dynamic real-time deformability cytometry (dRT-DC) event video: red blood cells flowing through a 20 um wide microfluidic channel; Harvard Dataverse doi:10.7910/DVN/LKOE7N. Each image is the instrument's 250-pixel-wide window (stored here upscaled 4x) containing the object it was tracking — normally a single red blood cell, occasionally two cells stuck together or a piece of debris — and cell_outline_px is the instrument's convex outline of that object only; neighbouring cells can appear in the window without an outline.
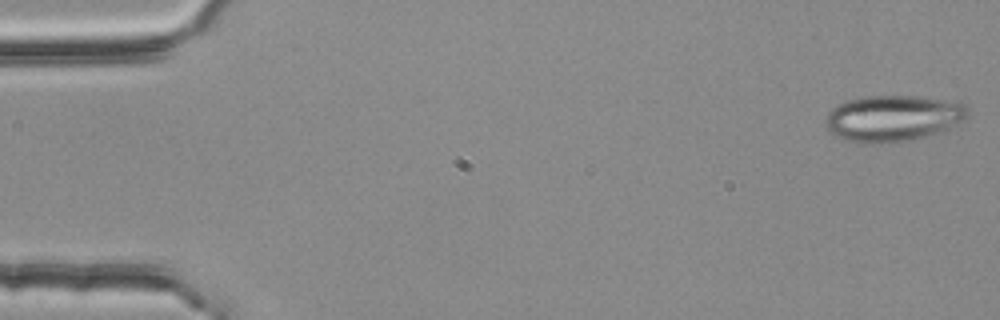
{"species": "common noctule bat (a hibernating species)", "species_latin": "Nyctalus noctula", "temperature_condition": "room temperature", "stored_images_in_passage": 36, "camera_frame_rate_fps": 3000, "um_per_image_px": 0.085, "animal": {"sex": "female", "body_mass_g": 25.1}, "frame": {"image": 1, "passage_image": 1, "time_ms": 0.0, "image_size_px": [1000, 320], "cell_outline_px": [[968, 112], [960, 120], [948, 128], [924, 136], [880, 144], [872, 144], [848, 140], [836, 136], [824, 124], [824, 120], [828, 112], [832, 108], [848, 100], [864, 96], [916, 96], [960, 100], [968, 108]], "centroid_in_image_um": [75.88, 10.02], "position_along_channel_um": 9.1, "area_um2": 37.92}}
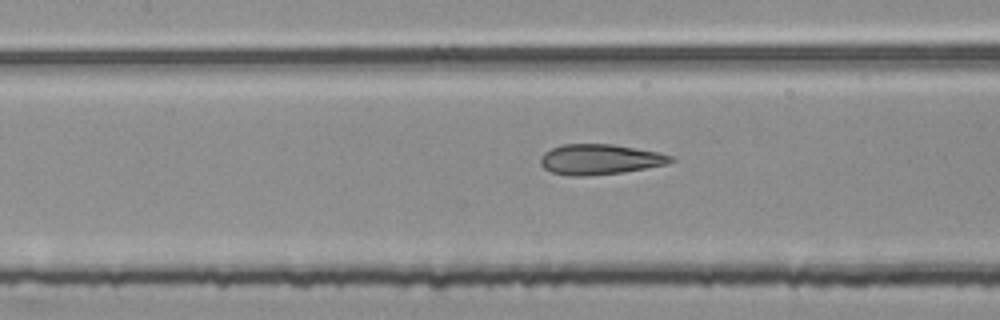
{"frame": {"image": 2, "passage_image": 24, "time_ms": 7.667, "image_size_px": [1000, 320], "cell_outline_px": [[676, 160], [668, 164], [624, 172], [584, 176], [572, 176], [552, 172], [544, 168], [540, 164], [540, 156], [544, 152], [552, 148], [564, 144], [612, 144], [656, 152], [672, 156]], "centroid_in_image_um": [50.97, 13.55], "position_along_channel_um": 156.4, "area_um2": 22.95}}
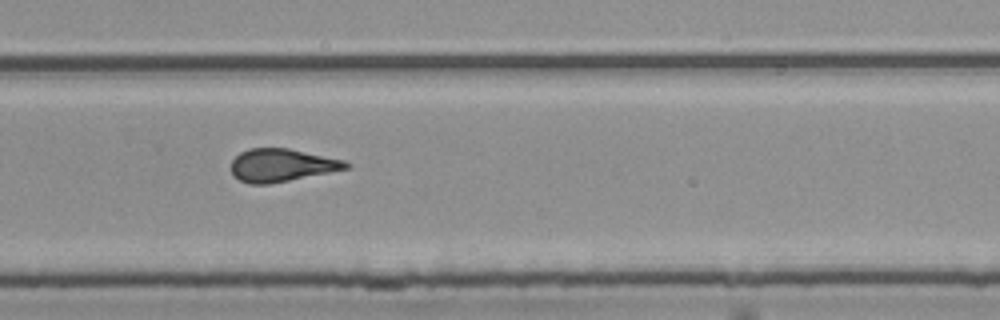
{"frame": {"image": 3, "passage_image": 36, "time_ms": 11.667, "image_size_px": [1000, 320], "cell_outline_px": [[352, 164], [348, 168], [268, 184], [248, 184], [240, 180], [232, 172], [232, 160], [240, 152], [248, 148], [288, 148], [344, 160]], "centroid_in_image_um": [23.92, 14.03], "position_along_channel_um": 305.9, "area_um2": 21.68}}